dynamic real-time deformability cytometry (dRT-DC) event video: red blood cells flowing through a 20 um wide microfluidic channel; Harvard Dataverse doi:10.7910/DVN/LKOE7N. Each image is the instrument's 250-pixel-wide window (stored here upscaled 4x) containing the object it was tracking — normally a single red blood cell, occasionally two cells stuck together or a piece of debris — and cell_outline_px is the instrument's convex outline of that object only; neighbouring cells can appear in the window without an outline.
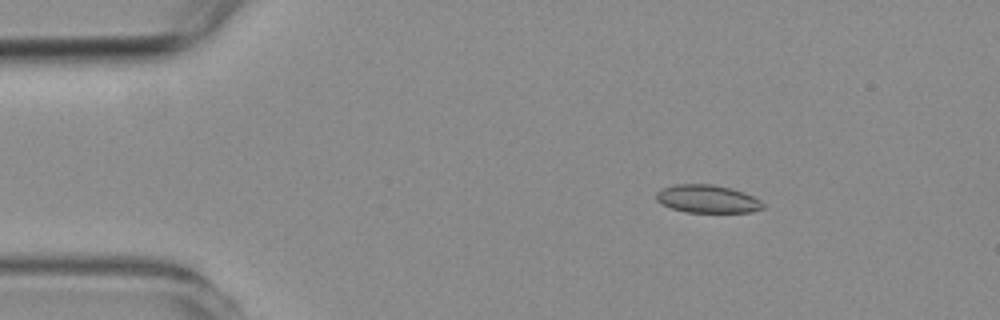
{"species": "common noctule bat (a hibernating species)", "species_latin": "Nyctalus noctula", "temperature_condition": "room temperature", "stored_images_in_passage": 51, "camera_frame_rate_fps": 3000, "um_per_image_px": 0.085, "animal": {"sex": "female", "body_mass_g": 19.3, "forearm_length_mm": 54.1}, "frame": {"image": 1, "passage_image": 5, "time_ms": 1.333, "image_size_px": [1000, 320], "cell_outline_px": [[764, 208], [752, 212], [684, 212], [660, 204], [656, 200], [656, 192], [664, 188], [676, 184], [712, 184], [732, 188], [744, 192], [760, 200], [764, 204]], "centroid_in_image_um": [60.13, 16.91], "position_along_channel_um": 24.9, "area_um2": 17.46}}
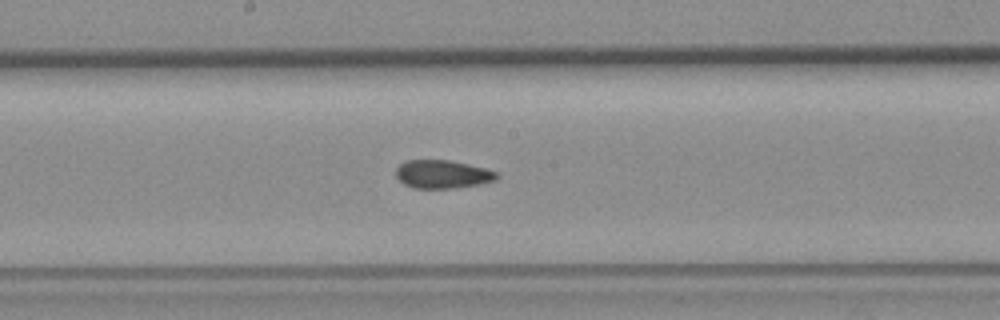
{"frame": {"image": 2, "passage_image": 25, "time_ms": 8.0, "image_size_px": [1000, 320], "cell_outline_px": [[500, 176], [496, 180], [480, 184], [452, 188], [412, 188], [404, 184], [396, 176], [396, 168], [404, 160], [448, 160], [468, 164], [484, 168], [496, 172]], "centroid_in_image_um": [37.6, 14.81], "position_along_channel_um": 210.6, "area_um2": 16.59}}
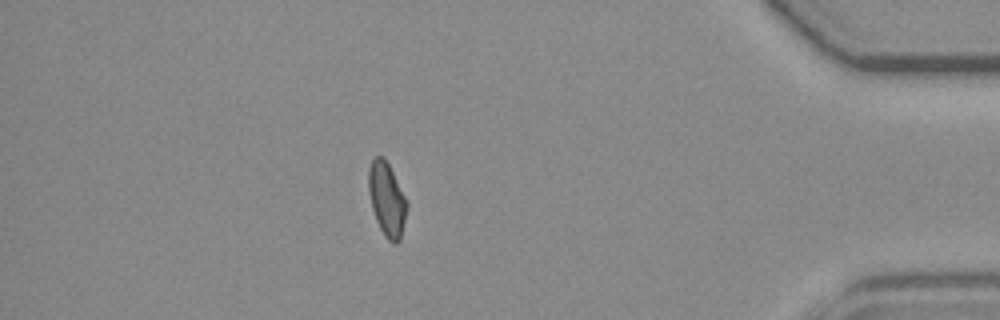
{"frame": {"image": 3, "passage_image": 44, "time_ms": 14.333, "image_size_px": [1000, 320], "cell_outline_px": [[408, 208], [400, 240], [396, 244], [392, 244], [384, 236], [376, 220], [372, 208], [368, 188], [368, 168], [372, 160], [376, 156], [384, 156], [408, 204]], "centroid_in_image_um": [32.87, 16.97], "position_along_channel_um": 402.3, "area_um2": 16.42}, "authors_computed_cell_mechanics": {"area_um2": 17.051, "velocity_mm_per_s": 3.7752, "shape_relaxation_time_tau1_ms": null, "shape_relaxation_time_tau2_ms": 2.4527, "deformation_change_tau1": null, "deformation_change_tau2": 0.0805}}